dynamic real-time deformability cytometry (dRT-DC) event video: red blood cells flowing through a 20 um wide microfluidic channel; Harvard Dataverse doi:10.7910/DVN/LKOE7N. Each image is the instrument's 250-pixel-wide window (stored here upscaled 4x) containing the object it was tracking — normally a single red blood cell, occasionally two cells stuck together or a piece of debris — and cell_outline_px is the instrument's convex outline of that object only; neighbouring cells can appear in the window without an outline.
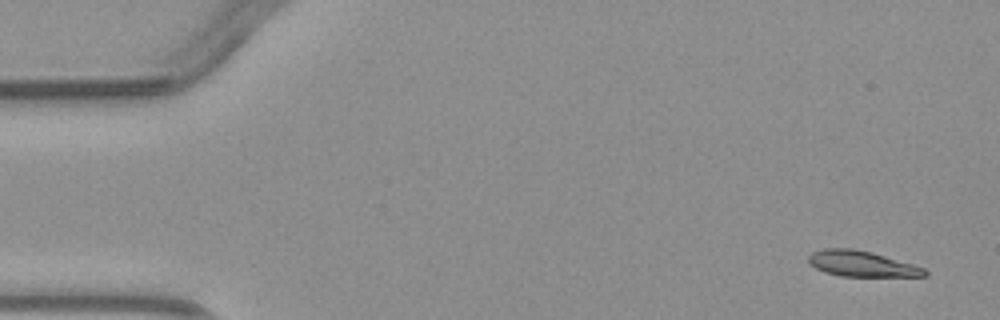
{"species": "common noctule bat (a hibernating species)", "species_latin": "Nyctalus noctula", "temperature_condition": "warm", "stored_images_in_passage": 4, "camera_frame_rate_fps": 3000, "um_per_image_px": 0.085, "animal": {"sex": "male", "body_mass_g": 23.1, "forearm_length_mm": 52.7}, "frame": {"image": 1, "passage_image": 1, "time_ms": 0.0, "image_size_px": [1000, 320], "cell_outline_px": [[928, 276], [840, 276], [824, 272], [808, 264], [808, 256], [812, 252], [824, 248], [852, 248], [872, 252], [912, 264], [924, 268], [928, 272]], "centroid_in_image_um": [73.2, 22.42], "position_along_channel_um": 11.8, "area_um2": 17.4}}
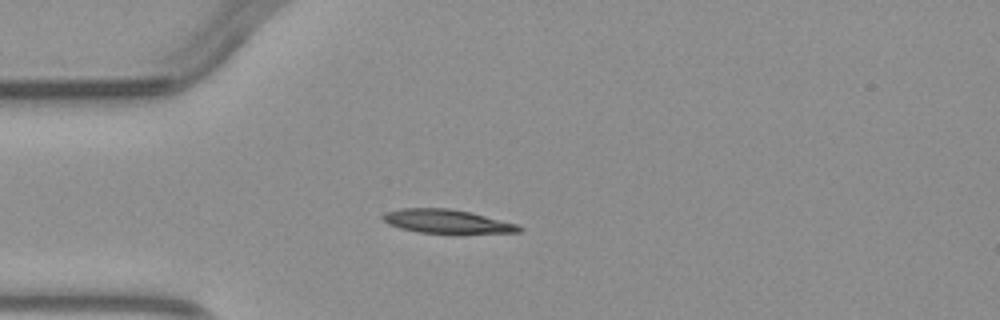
{"frame": {"image": 2, "passage_image": 4, "time_ms": 3.333, "image_size_px": [1000, 320], "cell_outline_px": [[524, 228], [520, 232], [464, 236], [416, 232], [400, 228], [388, 224], [380, 216], [384, 212], [400, 208], [448, 208], [472, 212], [516, 224]], "centroid_in_image_um": [38.04, 18.87], "position_along_channel_um": 47.0, "area_um2": 20.0}}